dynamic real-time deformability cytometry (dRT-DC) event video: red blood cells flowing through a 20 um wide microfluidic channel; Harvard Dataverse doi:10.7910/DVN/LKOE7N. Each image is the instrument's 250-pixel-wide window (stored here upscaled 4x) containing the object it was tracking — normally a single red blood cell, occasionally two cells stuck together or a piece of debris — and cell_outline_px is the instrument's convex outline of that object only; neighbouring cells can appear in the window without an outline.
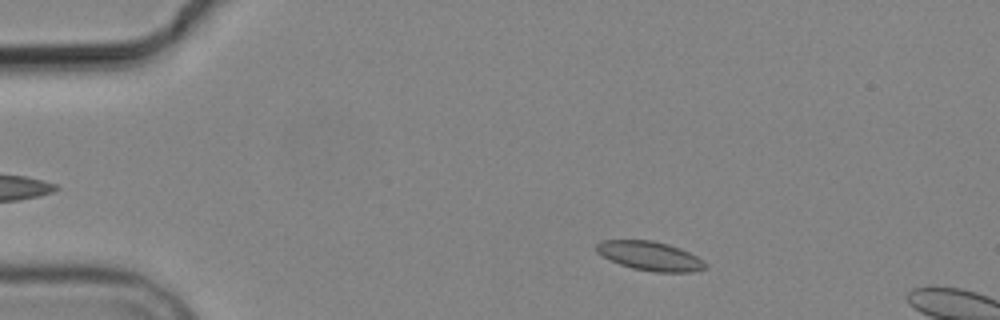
{"species": "common noctule bat (a hibernating species)", "species_latin": "Nyctalus noctula", "temperature_condition": "cold", "stored_images_in_passage": 4, "camera_frame_rate_fps": 3000, "um_per_image_px": 0.085, "animal": {"sex": "male", "body_mass_g": 19.2, "forearm_length_mm": 51.8}, "frame": {"image": 1, "passage_image": 2, "time_ms": 1.333, "image_size_px": [1000, 320], "cell_outline_px": [[708, 268], [692, 272], [652, 272], [632, 268], [620, 264], [596, 252], [596, 244], [600, 240], [652, 240], [668, 244], [680, 248], [704, 260], [708, 264]], "centroid_in_image_um": [55.28, 21.76], "position_along_channel_um": 29.7, "area_um2": 18.55}}